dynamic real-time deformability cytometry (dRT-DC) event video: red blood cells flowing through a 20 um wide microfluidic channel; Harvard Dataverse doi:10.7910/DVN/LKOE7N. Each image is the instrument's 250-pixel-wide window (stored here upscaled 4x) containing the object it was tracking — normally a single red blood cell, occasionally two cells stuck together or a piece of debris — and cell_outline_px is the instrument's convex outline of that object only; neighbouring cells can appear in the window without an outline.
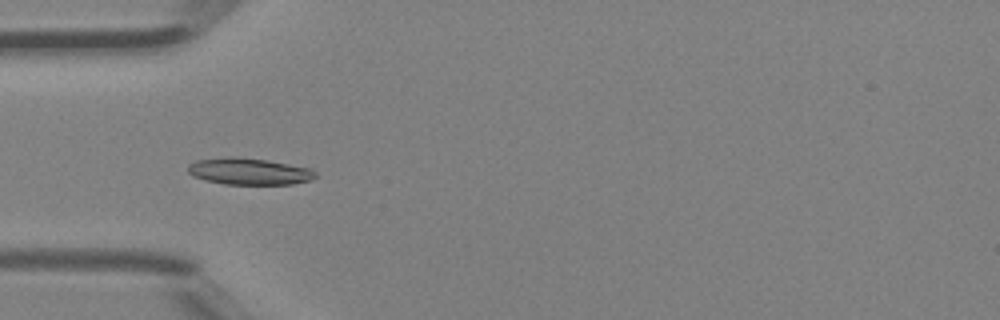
{"species": "Egyptian fruit bat (a non-hibernating species)", "species_latin": "Rousettus aegyptiacus", "temperature_condition": "room temperature", "stored_images_in_passage": 6, "camera_frame_rate_fps": 3000, "um_per_image_px": 0.085, "animal": {"sex": "female"}, "frame": {"image": 1, "passage_image": 4, "time_ms": 1.0, "image_size_px": [1000, 320], "cell_outline_px": [[316, 176], [312, 180], [292, 184], [224, 184], [192, 176], [188, 172], [188, 164], [196, 160], [232, 156], [268, 160], [312, 168], [316, 172]], "centroid_in_image_um": [21.2, 14.56], "position_along_channel_um": 63.8, "area_um2": 19.88}}
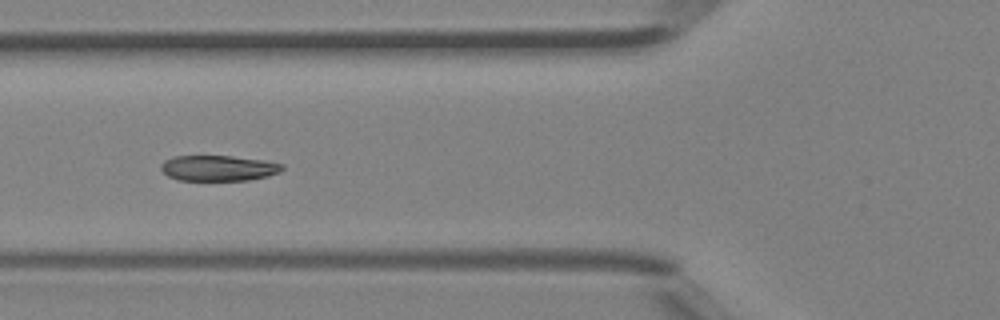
{"frame": {"image": 2, "passage_image": 5, "time_ms": 1.333, "image_size_px": [1000, 320], "cell_outline_px": [[284, 168], [280, 172], [268, 176], [248, 180], [176, 180], [168, 176], [160, 168], [160, 164], [164, 160], [172, 156], [232, 156], [264, 160], [284, 164]], "centroid_in_image_um": [18.56, 14.28], "position_along_channel_um": 107.2, "area_um2": 18.21}}
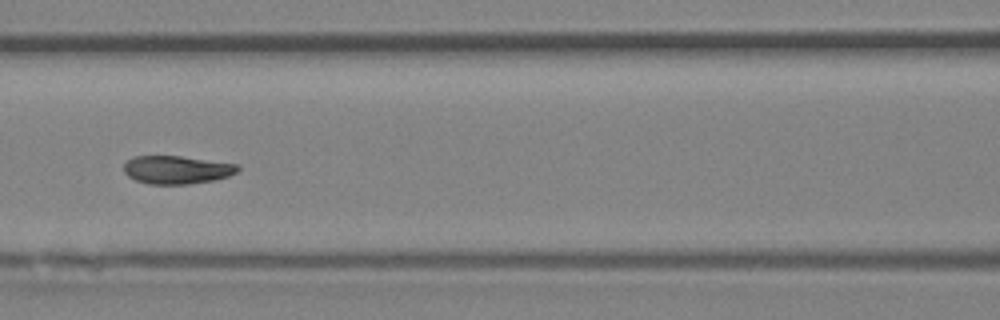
{"frame": {"image": 3, "passage_image": 6, "time_ms": 1.667, "image_size_px": [1000, 320], "cell_outline_px": [[240, 168], [236, 172], [228, 176], [212, 180], [188, 184], [148, 184], [136, 180], [128, 176], [124, 172], [124, 164], [128, 160], [136, 156], [180, 156], [240, 164]], "centroid_in_image_um": [15.03, 14.43], "position_along_channel_um": 151.6, "area_um2": 18.61}}